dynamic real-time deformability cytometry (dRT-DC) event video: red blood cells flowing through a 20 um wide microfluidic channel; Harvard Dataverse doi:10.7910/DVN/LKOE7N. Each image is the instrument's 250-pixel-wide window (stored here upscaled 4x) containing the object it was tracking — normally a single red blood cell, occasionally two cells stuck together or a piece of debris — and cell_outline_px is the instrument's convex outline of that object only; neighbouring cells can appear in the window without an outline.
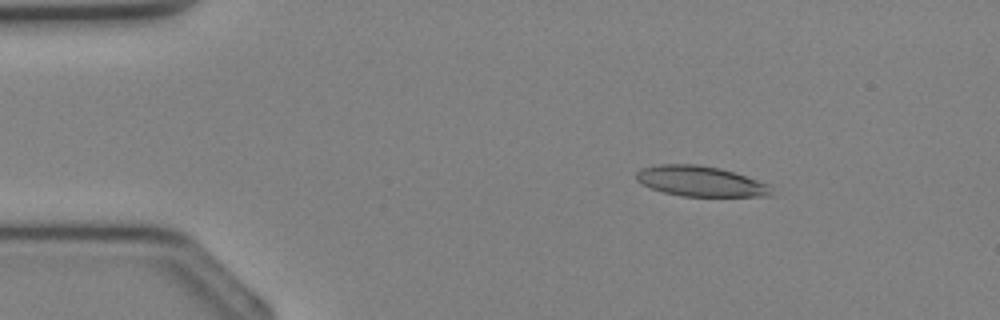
{"species": "Egyptian fruit bat (a non-hibernating species)", "species_latin": "Rousettus aegyptiacus", "temperature_condition": "cold", "stored_images_in_passage": 36, "camera_frame_rate_fps": 3000, "um_per_image_px": 0.085, "animal": {"sex": "female"}, "frame": {"image": 1, "passage_image": 6, "time_ms": 1.667, "image_size_px": [1000, 320], "cell_outline_px": [[772, 196], [680, 196], [664, 192], [652, 188], [636, 180], [636, 172], [640, 168], [660, 164], [696, 164], [720, 168], [768, 184]], "centroid_in_image_um": [59.49, 15.4], "position_along_channel_um": 25.5, "area_um2": 23.58}}
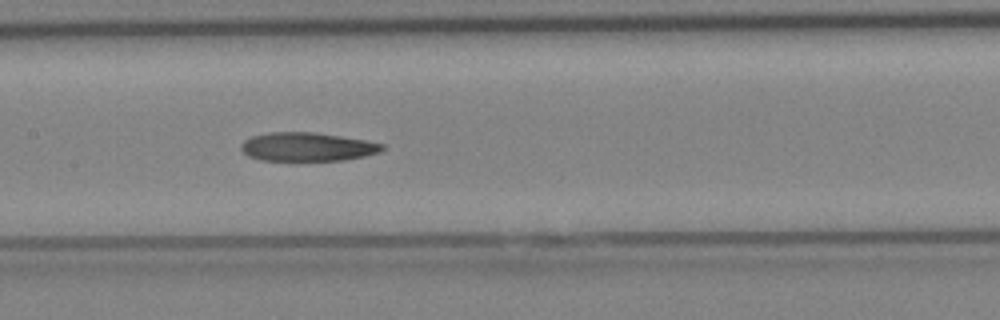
{"frame": {"image": 2, "passage_image": 18, "time_ms": 5.667, "image_size_px": [1000, 320], "cell_outline_px": [[384, 148], [380, 152], [364, 156], [344, 160], [260, 160], [248, 156], [240, 148], [240, 144], [244, 140], [252, 136], [272, 132], [312, 132], [340, 136], [364, 140], [384, 144]], "centroid_in_image_um": [26.1, 12.48], "position_along_channel_um": 181.3, "area_um2": 23.41}}
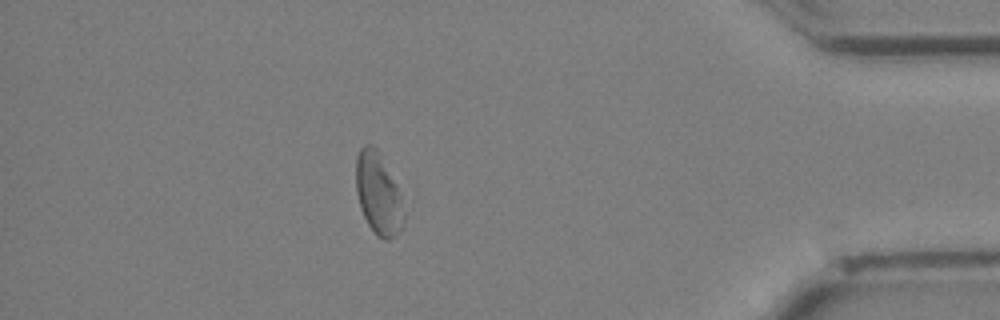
{"frame": {"image": 3, "passage_image": 32, "time_ms": 10.333, "image_size_px": [1000, 320], "cell_outline_px": [[404, 224], [400, 232], [396, 236], [388, 240], [384, 240], [376, 236], [368, 224], [360, 208], [356, 192], [356, 156], [360, 148], [364, 144], [372, 144], [380, 152], [396, 184], [404, 216]], "centroid_in_image_um": [32.13, 16.47], "position_along_channel_um": 403.1, "area_um2": 22.89}}